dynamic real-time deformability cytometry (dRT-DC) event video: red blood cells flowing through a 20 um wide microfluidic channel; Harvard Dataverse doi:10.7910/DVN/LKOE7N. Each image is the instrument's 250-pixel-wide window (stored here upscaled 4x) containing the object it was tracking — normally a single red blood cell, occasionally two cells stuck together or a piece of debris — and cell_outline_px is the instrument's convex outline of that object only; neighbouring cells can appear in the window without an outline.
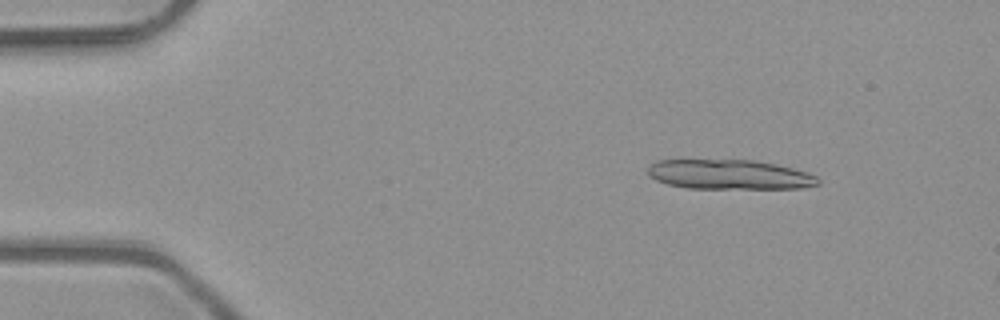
{"species": "common noctule bat (a hibernating species)", "species_latin": "Nyctalus noctula", "temperature_condition": "room temperature", "stored_images_in_passage": 4, "camera_frame_rate_fps": 3000, "um_per_image_px": 0.085, "animal": {"sex": "male", "body_mass_g": 23.1, "forearm_length_mm": 52.7}, "frame": {"image": 1, "passage_image": 2, "time_ms": 0.333, "image_size_px": [1000, 320], "cell_outline_px": [[820, 184], [800, 188], [688, 188], [668, 184], [656, 180], [648, 176], [648, 168], [656, 160], [756, 160], [776, 164], [808, 172], [816, 176], [820, 180]], "centroid_in_image_um": [62.01, 14.83], "position_along_channel_um": 23.0, "area_um2": 29.42}}